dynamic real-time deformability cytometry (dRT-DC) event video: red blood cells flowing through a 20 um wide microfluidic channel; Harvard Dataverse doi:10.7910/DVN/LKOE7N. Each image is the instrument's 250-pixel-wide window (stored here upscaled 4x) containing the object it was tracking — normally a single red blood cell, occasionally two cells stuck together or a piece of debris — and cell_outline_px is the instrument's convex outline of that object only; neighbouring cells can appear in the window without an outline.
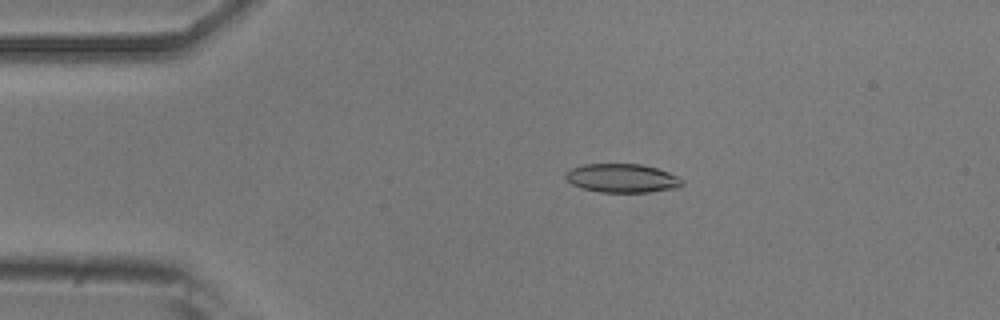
{"species": "common noctule bat (a hibernating species)", "species_latin": "Nyctalus noctula", "temperature_condition": "room temperature", "stored_images_in_passage": 52, "camera_frame_rate_fps": 3000, "um_per_image_px": 0.085, "animal": {"sex": "male", "body_mass_g": 20.5, "forearm_length_mm": 52.5}, "frame": {"image": 1, "passage_image": 10, "time_ms": 3.0, "image_size_px": [1000, 320], "cell_outline_px": [[684, 184], [680, 188], [648, 192], [600, 192], [584, 188], [572, 184], [564, 176], [572, 168], [584, 164], [640, 164], [656, 168], [680, 176], [684, 180]], "centroid_in_image_um": [52.96, 15.15], "position_along_channel_um": 32.0, "area_um2": 19.54}}
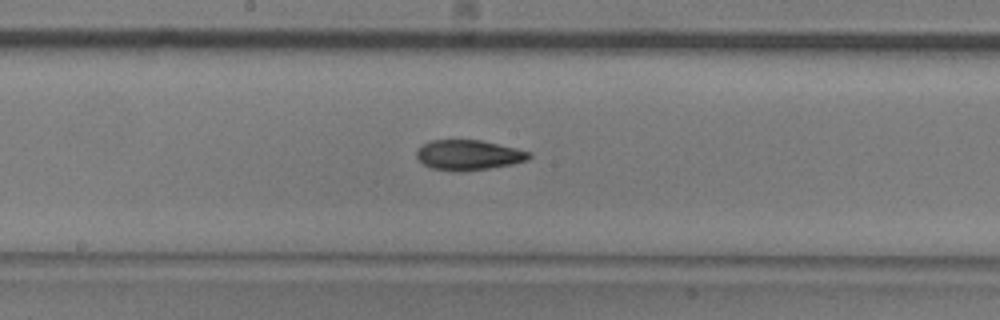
{"frame": {"image": 2, "passage_image": 27, "time_ms": 8.667, "image_size_px": [1000, 320], "cell_outline_px": [[532, 156], [528, 160], [512, 164], [488, 168], [460, 172], [432, 168], [424, 164], [416, 156], [416, 152], [424, 144], [432, 140], [480, 140], [516, 148], [532, 152]], "centroid_in_image_um": [39.86, 13.18], "position_along_channel_um": 208.3, "area_um2": 19.59}}
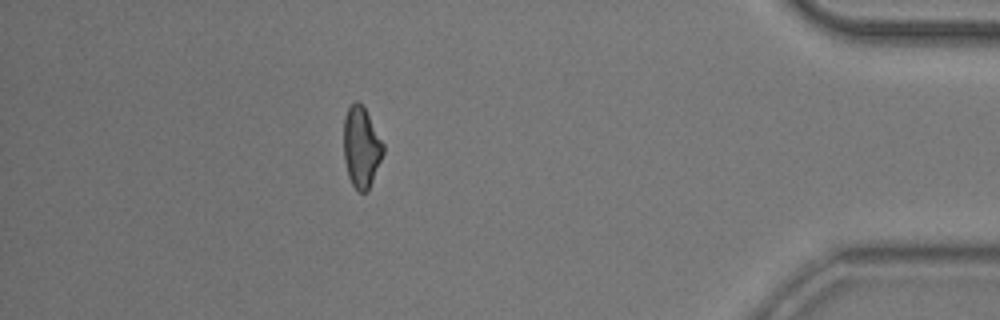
{"frame": {"image": 3, "passage_image": 46, "time_ms": 15.0, "image_size_px": [1000, 320], "cell_outline_px": [[384, 152], [368, 192], [360, 192], [352, 184], [348, 176], [344, 160], [344, 116], [348, 108], [356, 100], [364, 108], [384, 144]], "centroid_in_image_um": [30.71, 12.54], "position_along_channel_um": 404.5, "area_um2": 18.44}, "authors_computed_cell_mechanics": {"area_um2": 19.5942, "velocity_mm_per_s": 3.8361, "shape_relaxation_time_tau1_ms": 10.9279, "shape_relaxation_time_tau2_ms": 6.2953, "deformation_change_tau1": 0.2185, "deformation_change_tau2": 0.141}}